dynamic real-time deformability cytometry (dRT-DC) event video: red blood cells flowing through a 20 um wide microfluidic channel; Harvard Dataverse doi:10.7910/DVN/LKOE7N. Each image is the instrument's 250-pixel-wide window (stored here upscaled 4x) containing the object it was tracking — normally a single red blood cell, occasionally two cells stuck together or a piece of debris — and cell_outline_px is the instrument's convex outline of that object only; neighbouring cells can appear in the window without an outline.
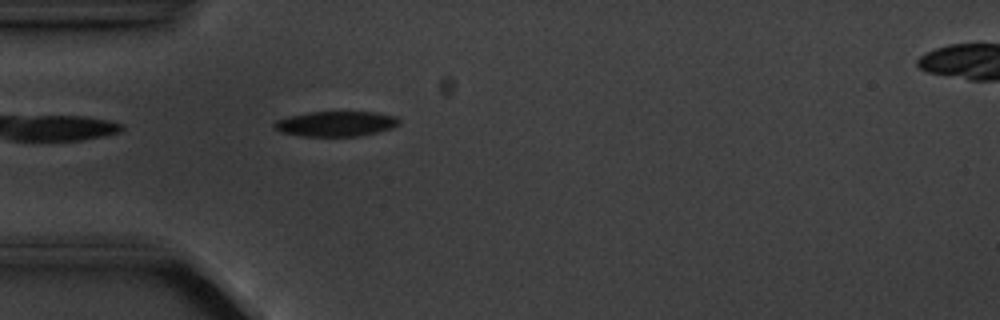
{"species": "common noctule bat (a hibernating species)", "species_latin": "Nyctalus noctula", "temperature_condition": "cold", "stored_images_in_passage": 3, "camera_frame_rate_fps": 3000, "um_per_image_px": 0.085, "animal": {"sex": "male", "body_mass_g": 20.1, "forearm_length_mm": 53.5}, "frame": {"image": 1, "passage_image": 3, "time_ms": 2.333, "image_size_px": [1000, 320], "cell_outline_px": [[400, 124], [392, 128], [376, 132], [356, 136], [300, 136], [280, 132], [272, 128], [272, 124], [276, 120], [288, 116], [308, 112], [376, 112], [396, 116], [400, 120]], "centroid_in_image_um": [28.51, 10.52], "position_along_channel_um": 56.5, "area_um2": 18.44}}